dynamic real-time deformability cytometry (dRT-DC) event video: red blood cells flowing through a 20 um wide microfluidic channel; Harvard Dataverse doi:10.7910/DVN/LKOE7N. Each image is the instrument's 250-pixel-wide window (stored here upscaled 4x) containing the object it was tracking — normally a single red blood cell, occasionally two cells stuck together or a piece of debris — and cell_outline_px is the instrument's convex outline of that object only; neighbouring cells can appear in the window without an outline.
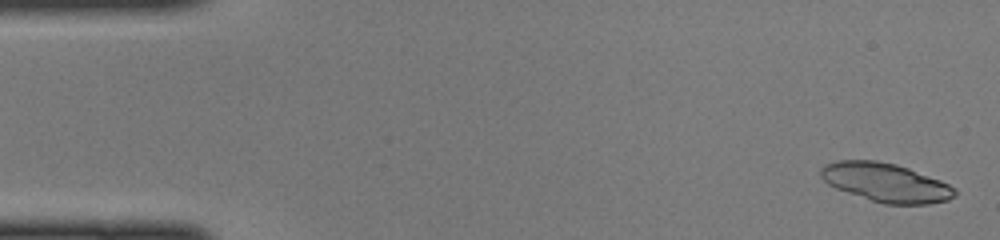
{"species": "common noctule bat (a hibernating species)", "species_latin": "Nyctalus noctula", "temperature_condition": "cold", "stored_images_in_passage": 47, "segment_of_instrument_passage": [1, 2], "camera_frame_rate_fps": 3000, "um_per_image_px": 0.085, "animal": {"sex": "female", "body_mass_g": 22.0, "forearm_length_mm": 56.7}, "frame": {"image": 1, "passage_image": 2, "time_ms": 0.333, "image_size_px": [1000, 240], "cell_outline_px": [[956, 196], [948, 200], [928, 204], [884, 204], [836, 188], [828, 184], [820, 176], [820, 168], [824, 164], [836, 160], [876, 160], [896, 164], [908, 168], [940, 180], [956, 188]], "centroid_in_image_um": [75.29, 15.5], "position_along_channel_um": 9.7, "area_um2": 30.23}}